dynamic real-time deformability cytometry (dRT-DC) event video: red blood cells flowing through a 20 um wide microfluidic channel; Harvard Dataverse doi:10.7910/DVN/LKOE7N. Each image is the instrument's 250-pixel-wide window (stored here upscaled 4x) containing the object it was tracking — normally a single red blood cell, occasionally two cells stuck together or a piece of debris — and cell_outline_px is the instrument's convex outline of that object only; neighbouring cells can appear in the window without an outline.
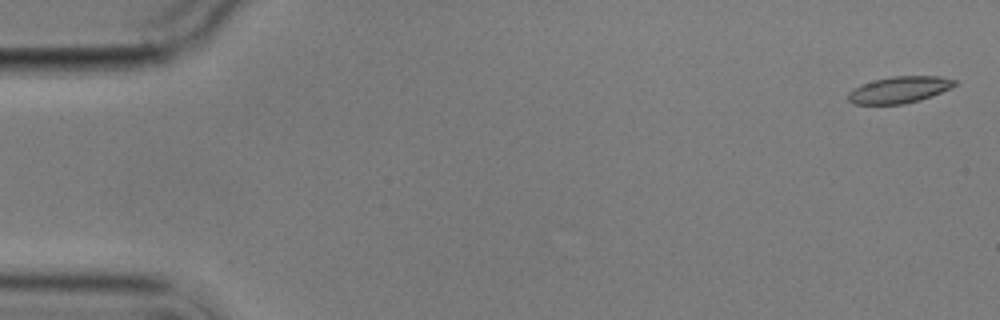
{"species": "common noctule bat (a hibernating species)", "species_latin": "Nyctalus noctula", "temperature_condition": "cold", "stored_images_in_passage": 5, "camera_frame_rate_fps": 3000, "um_per_image_px": 0.085, "animal": {"sex": "male", "body_mass_g": 17.9}, "frame": {"image": 1, "passage_image": 1, "time_ms": 0.0, "image_size_px": [1000, 320], "cell_outline_px": [[956, 84], [952, 88], [932, 96], [920, 100], [904, 104], [852, 104], [848, 100], [848, 92], [852, 88], [860, 84], [892, 76], [940, 76], [956, 80]], "centroid_in_image_um": [76.44, 7.63], "position_along_channel_um": 8.6, "area_um2": 16.65}}
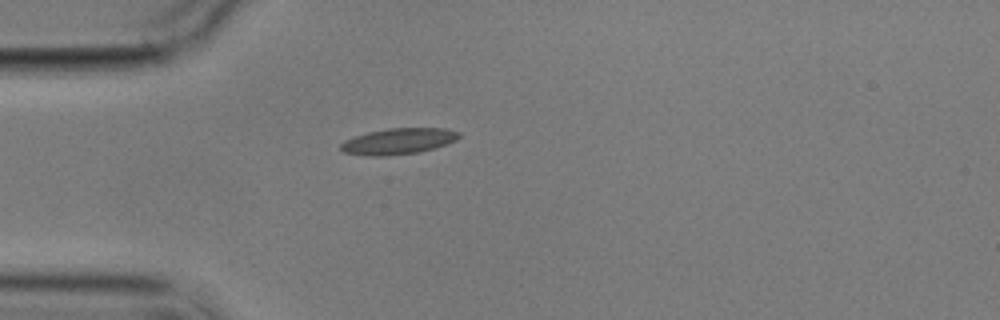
{"frame": {"image": 2, "passage_image": 5, "time_ms": 4.667, "image_size_px": [1000, 320], "cell_outline_px": [[460, 136], [456, 140], [448, 144], [436, 148], [420, 152], [384, 156], [372, 156], [344, 152], [340, 148], [340, 144], [344, 140], [368, 132], [388, 128], [444, 128], [460, 132]], "centroid_in_image_um": [33.89, 12.0], "position_along_channel_um": 51.1, "area_um2": 17.98}}